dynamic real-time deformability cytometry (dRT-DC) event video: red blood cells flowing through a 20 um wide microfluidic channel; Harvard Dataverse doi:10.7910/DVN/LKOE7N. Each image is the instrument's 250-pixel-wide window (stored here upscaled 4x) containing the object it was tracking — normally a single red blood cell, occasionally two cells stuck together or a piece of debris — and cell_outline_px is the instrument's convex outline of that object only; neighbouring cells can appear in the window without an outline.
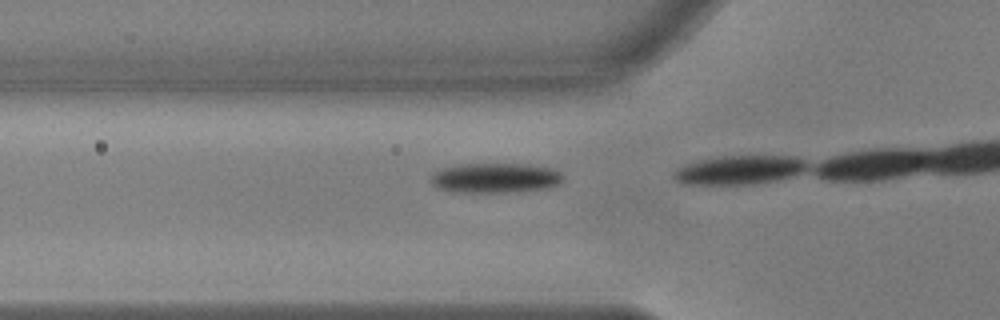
{"species": "common noctule bat (a hibernating species)", "species_latin": "Nyctalus noctula", "temperature_condition": "warm", "stored_images_in_passage": 12, "camera_frame_rate_fps": 3000, "um_per_image_px": 0.085, "animal": {"sex": "male", "body_mass_g": 17.9, "forearm_length_mm": 54.2}, "frame": {"image": 1, "passage_image": 11, "time_ms": 3.333, "image_size_px": [1000, 320], "cell_outline_px": [[564, 180], [560, 184], [548, 188], [516, 192], [452, 192], [436, 188], [428, 180], [432, 172], [444, 168], [464, 164], [528, 164], [552, 168], [560, 172], [564, 176]], "centroid_in_image_um": [42.1, 15.13], "position_along_channel_um": 83.7, "area_um2": 23.41}}